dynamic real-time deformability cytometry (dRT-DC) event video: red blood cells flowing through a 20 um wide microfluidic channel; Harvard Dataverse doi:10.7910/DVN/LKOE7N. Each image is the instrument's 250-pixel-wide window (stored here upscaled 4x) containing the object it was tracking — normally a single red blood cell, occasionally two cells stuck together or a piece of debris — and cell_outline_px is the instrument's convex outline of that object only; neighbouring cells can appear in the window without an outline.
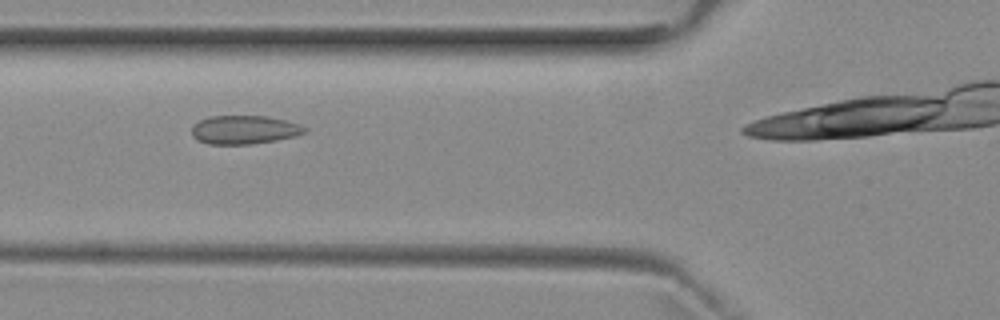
{"species": "common noctule bat (a hibernating species)", "species_latin": "Nyctalus noctula", "temperature_condition": "room temperature", "stored_images_in_passage": 5, "camera_frame_rate_fps": 3000, "um_per_image_px": 0.085, "animal": {"sex": "female", "body_mass_g": 29.2, "forearm_length_mm": 56.3}, "frame": {"image": 1, "passage_image": 4, "time_ms": 3.333, "image_size_px": [1000, 320], "cell_outline_px": [[308, 132], [296, 136], [276, 140], [248, 144], [208, 144], [196, 140], [192, 136], [192, 124], [200, 120], [212, 116], [268, 116], [300, 124], [308, 128]], "centroid_in_image_um": [20.77, 11.03], "position_along_channel_um": 105.0, "area_um2": 18.96}}